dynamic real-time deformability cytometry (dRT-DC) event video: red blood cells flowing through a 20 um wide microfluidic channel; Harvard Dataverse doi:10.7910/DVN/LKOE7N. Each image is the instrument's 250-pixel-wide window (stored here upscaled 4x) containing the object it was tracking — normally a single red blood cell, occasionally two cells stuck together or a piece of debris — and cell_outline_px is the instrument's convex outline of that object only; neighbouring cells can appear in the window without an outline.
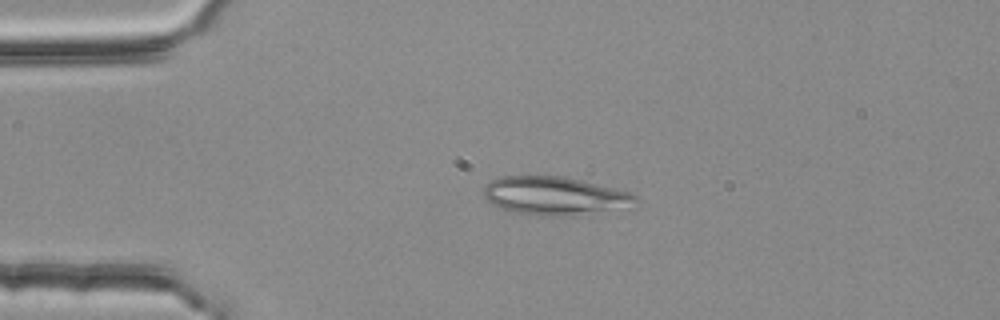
{"species": "common noctule bat (a hibernating species)", "species_latin": "Nyctalus noctula", "temperature_condition": "room temperature", "stored_images_in_passage": 4, "camera_frame_rate_fps": 3000, "um_per_image_px": 0.085, "animal": {"sex": "female", "body_mass_g": 25.1}, "frame": {"image": 1, "passage_image": 2, "time_ms": 0.333, "image_size_px": [1000, 320], "cell_outline_px": [[640, 200], [572, 216], [540, 216], [512, 212], [492, 204], [484, 196], [484, 184], [500, 176], [564, 176], [632, 192], [640, 196]], "centroid_in_image_um": [47.03, 16.62], "position_along_channel_um": 38.0, "area_um2": 33.23}}